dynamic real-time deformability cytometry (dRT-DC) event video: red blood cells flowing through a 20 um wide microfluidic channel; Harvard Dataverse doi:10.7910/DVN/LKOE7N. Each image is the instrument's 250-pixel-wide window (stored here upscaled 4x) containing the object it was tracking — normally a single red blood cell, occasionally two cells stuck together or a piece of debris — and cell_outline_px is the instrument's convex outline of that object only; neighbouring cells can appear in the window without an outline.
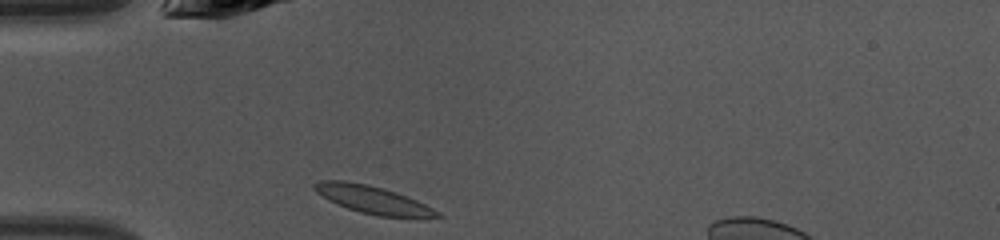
{"species": "common noctule bat (a hibernating species)", "species_latin": "Nyctalus noctula", "temperature_condition": "warm", "stored_images_in_passage": 35, "camera_frame_rate_fps": 3000, "um_per_image_px": 0.085, "animal": {"sex": "female", "body_mass_g": 10.0, "forearm_length_mm": 53.1}, "frame": {"image": 1, "passage_image": 1, "time_ms": 0.0, "image_size_px": [1000, 240], "cell_outline_px": [[444, 216], [416, 220], [380, 216], [360, 212], [336, 204], [328, 200], [316, 192], [312, 188], [312, 184], [320, 180], [344, 180], [368, 184], [384, 188], [396, 192], [416, 200], [440, 212]], "centroid_in_image_um": [31.75, 17.01], "position_along_channel_um": 53.3, "area_um2": 20.46}}
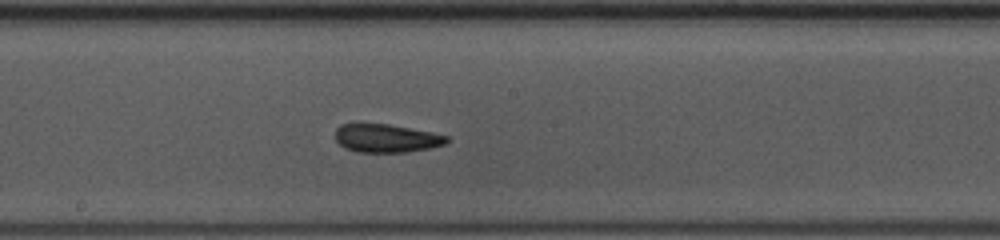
{"frame": {"image": 2, "passage_image": 13, "time_ms": 4.0, "image_size_px": [1000, 240], "cell_outline_px": [[448, 140], [444, 144], [428, 148], [404, 152], [356, 152], [344, 148], [336, 140], [336, 128], [340, 124], [388, 124], [432, 132], [448, 136]], "centroid_in_image_um": [32.81, 11.75], "position_along_channel_um": 215.4, "area_um2": 18.21}}
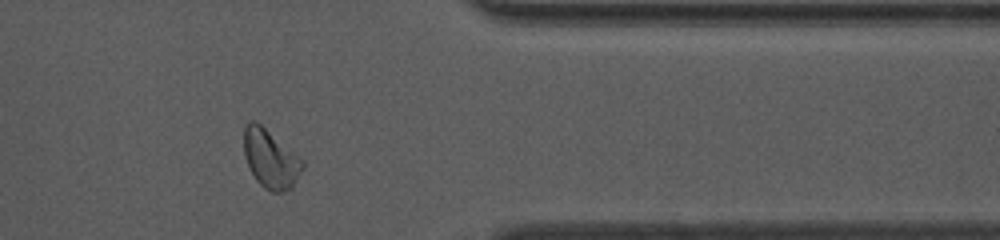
{"frame": {"image": 3, "passage_image": 26, "time_ms": 8.333, "image_size_px": [1000, 240], "cell_outline_px": [[304, 168], [292, 188], [284, 192], [272, 192], [264, 188], [256, 180], [248, 168], [244, 156], [244, 128], [248, 120], [256, 120], [304, 160]], "centroid_in_image_um": [22.99, 13.51], "position_along_channel_um": 388.4, "area_um2": 20.35}, "authors_computed_cell_mechanics": {"area_um2": 18.9006, "velocity_mm_per_s": 4.2725, "shape_relaxation_time_tau1_ms": 3.9825, "shape_relaxation_time_tau2_ms": 3.1096, "deformation_change_tau1": 0.1315, "deformation_change_tau2": 0.105}}